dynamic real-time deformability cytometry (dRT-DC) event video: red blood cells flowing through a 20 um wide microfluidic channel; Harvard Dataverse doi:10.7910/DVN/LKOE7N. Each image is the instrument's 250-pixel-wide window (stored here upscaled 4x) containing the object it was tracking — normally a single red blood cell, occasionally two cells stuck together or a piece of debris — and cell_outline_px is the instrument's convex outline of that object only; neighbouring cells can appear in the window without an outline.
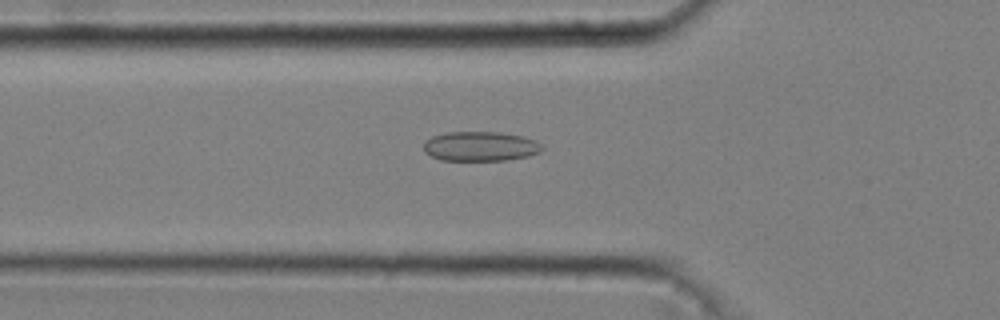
{"species": "common noctule bat (a hibernating species)", "species_latin": "Nyctalus noctula", "temperature_condition": "cold", "stored_images_in_passage": 49, "camera_frame_rate_fps": 3000, "um_per_image_px": 0.085, "animal": {"sex": "male", "body_mass_g": 20.4}, "frame": {"image": 1, "passage_image": 18, "time_ms": 5.667, "image_size_px": [1000, 320], "cell_outline_px": [[544, 148], [540, 152], [528, 156], [504, 160], [440, 160], [424, 152], [424, 140], [432, 136], [444, 132], [500, 132], [524, 136], [536, 140]], "centroid_in_image_um": [40.82, 12.42], "position_along_channel_um": 85.0, "area_um2": 20.58}}
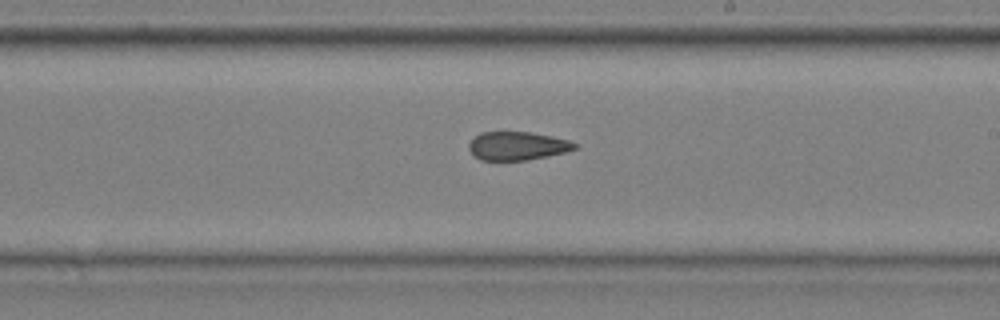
{"frame": {"image": 2, "passage_image": 31, "time_ms": 10.0, "image_size_px": [1000, 320], "cell_outline_px": [[576, 148], [564, 152], [548, 156], [528, 160], [480, 160], [472, 156], [468, 148], [468, 144], [480, 132], [528, 132], [552, 136], [568, 140], [576, 144]], "centroid_in_image_um": [43.92, 12.41], "position_along_channel_um": 245.1, "area_um2": 17.51}}
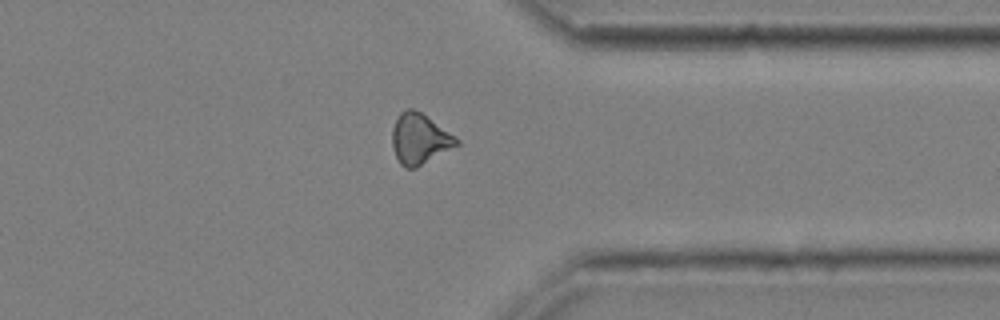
{"frame": {"image": 3, "passage_image": 42, "time_ms": 13.667, "image_size_px": [1000, 320], "cell_outline_px": [[460, 144], [416, 168], [404, 168], [400, 164], [396, 156], [392, 144], [392, 128], [400, 112], [408, 108], [412, 108], [420, 112], [456, 136], [460, 140]], "centroid_in_image_um": [35.67, 11.81], "position_along_channel_um": 375.7, "area_um2": 18.9}, "authors_computed_cell_mechanics": {"area_um2": 18.9006, "velocity_mm_per_s": 3.6843, "shape_relaxation_time_tau1_ms": null, "shape_relaxation_time_tau2_ms": 1.748, "deformation_change_tau1": null, "deformation_change_tau2": 0.0948}}